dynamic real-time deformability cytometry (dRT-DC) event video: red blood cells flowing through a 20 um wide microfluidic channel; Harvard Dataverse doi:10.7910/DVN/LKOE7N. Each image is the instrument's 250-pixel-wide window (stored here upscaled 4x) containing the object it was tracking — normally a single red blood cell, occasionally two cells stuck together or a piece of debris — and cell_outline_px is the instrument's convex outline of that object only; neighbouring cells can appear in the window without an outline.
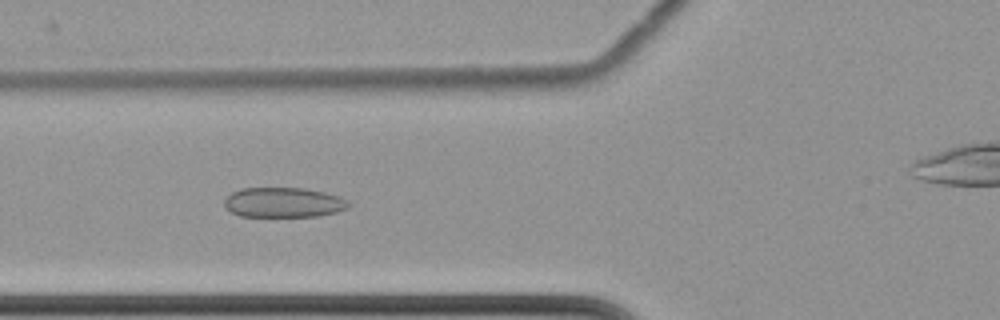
{"species": "common noctule bat (a hibernating species)", "species_latin": "Nyctalus noctula", "temperature_condition": "cold", "stored_images_in_passage": 45, "camera_frame_rate_fps": 3000, "um_per_image_px": 0.085, "animal": {"sex": "female", "body_mass_g": 22.7, "forearm_length_mm": 54.2}, "frame": {"image": 1, "passage_image": 11, "time_ms": 3.333, "image_size_px": [1000, 320], "cell_outline_px": [[348, 208], [336, 212], [316, 216], [240, 216], [224, 208], [224, 200], [232, 192], [240, 188], [304, 188], [324, 192], [340, 196], [348, 200]], "centroid_in_image_um": [24.08, 17.2], "position_along_channel_um": 101.7, "area_um2": 21.68}}
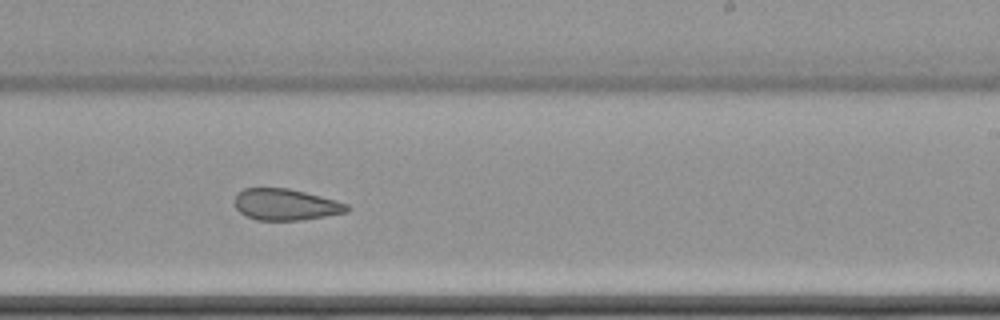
{"frame": {"image": 2, "passage_image": 25, "time_ms": 8.0, "image_size_px": [1000, 320], "cell_outline_px": [[352, 208], [348, 212], [300, 220], [256, 220], [240, 212], [236, 208], [236, 192], [244, 188], [288, 188], [336, 200], [348, 204]], "centroid_in_image_um": [24.3, 17.38], "position_along_channel_um": 264.7, "area_um2": 20.46}}
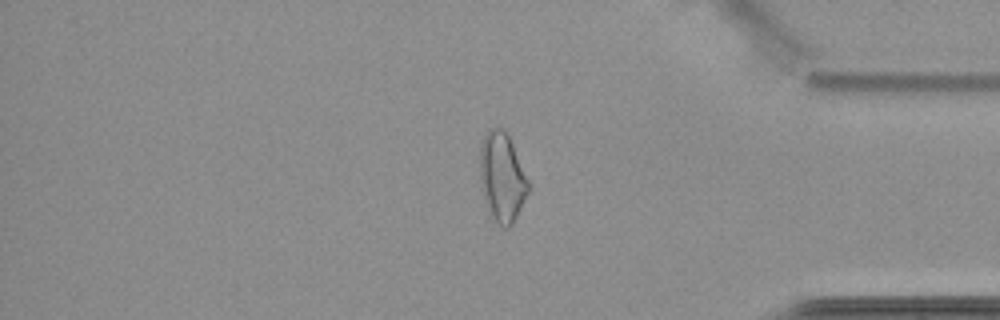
{"frame": {"image": 3, "passage_image": 36, "time_ms": 11.667, "image_size_px": [1000, 320], "cell_outline_px": [[532, 188], [512, 224], [508, 228], [504, 228], [488, 212], [480, 180], [480, 144], [488, 128], [504, 128], [512, 144]], "centroid_in_image_um": [42.69, 15.06], "position_along_channel_um": 392.5, "area_um2": 25.14}, "authors_computed_cell_mechanics": {"area_um2": 22.1952, "velocity_mm_per_s": 3.4911, "shape_relaxation_time_tau1_ms": null, "shape_relaxation_time_tau2_ms": 2.0885, "deformation_change_tau1": null, "deformation_change_tau2": 0.0891}}